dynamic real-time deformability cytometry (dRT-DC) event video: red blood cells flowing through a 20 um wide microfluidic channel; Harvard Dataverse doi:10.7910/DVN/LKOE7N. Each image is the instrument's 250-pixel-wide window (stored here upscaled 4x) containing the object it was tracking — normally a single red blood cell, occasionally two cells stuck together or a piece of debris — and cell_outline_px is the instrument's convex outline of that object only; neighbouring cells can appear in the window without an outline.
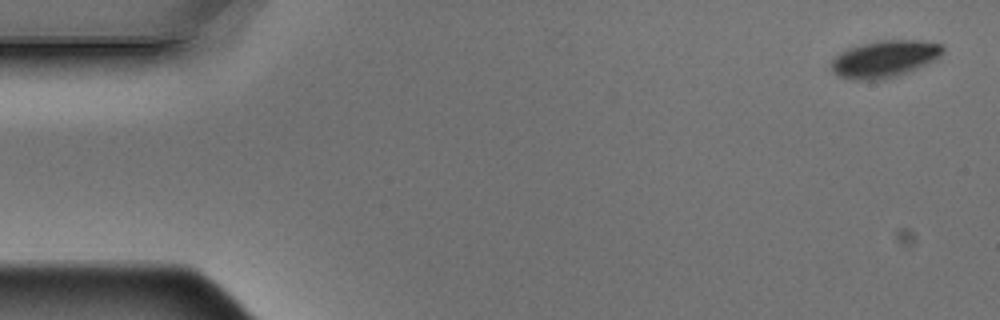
{"species": "Egyptian fruit bat (a non-hibernating species)", "species_latin": "Rousettus aegyptiacus", "temperature_condition": "warm", "stored_images_in_passage": 6, "camera_frame_rate_fps": 3000, "um_per_image_px": 0.085, "animal": {"sex": "male"}, "frame": {"image": 1, "passage_image": 1, "time_ms": 0.0, "image_size_px": [1000, 320], "cell_outline_px": [[944, 52], [940, 56], [908, 72], [884, 80], [852, 80], [840, 76], [832, 72], [832, 60], [840, 52], [848, 48], [876, 40], [920, 40], [940, 44], [944, 48]], "centroid_in_image_um": [75.16, 5.01], "position_along_channel_um": 9.8, "area_um2": 23.93}}
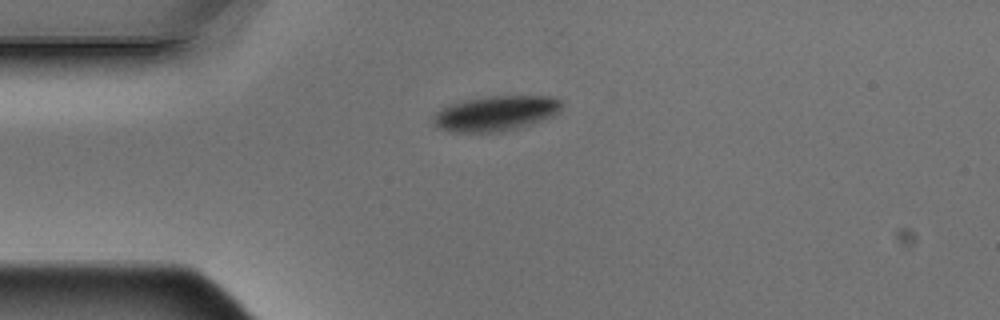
{"frame": {"image": 2, "passage_image": 4, "time_ms": 1.0, "image_size_px": [1000, 320], "cell_outline_px": [[560, 112], [544, 120], [532, 124], [500, 132], [452, 132], [440, 128], [432, 124], [432, 116], [440, 108], [448, 104], [464, 100], [488, 96], [548, 96], [560, 100]], "centroid_in_image_um": [42.09, 9.64], "position_along_channel_um": 42.9, "area_um2": 26.41}}
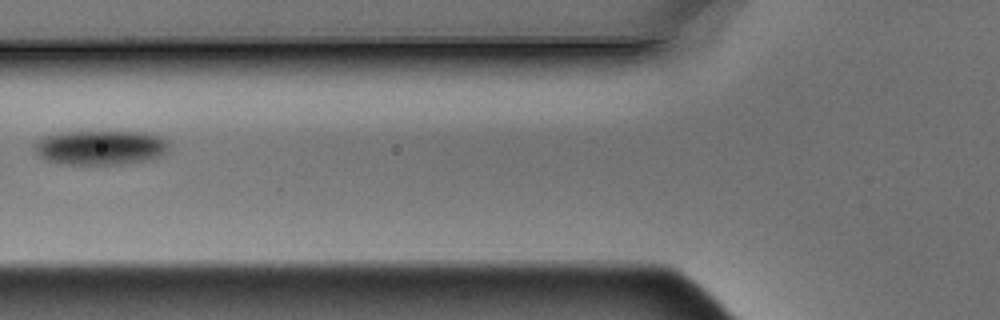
{"frame": {"image": 3, "passage_image": 6, "time_ms": 1.667, "image_size_px": [1000, 320], "cell_outline_px": [[168, 152], [160, 156], [144, 160], [120, 164], [60, 164], [44, 160], [36, 152], [32, 144], [44, 136], [60, 132], [148, 132], [160, 136], [168, 140]], "centroid_in_image_um": [8.52, 12.54], "position_along_channel_um": 117.3, "area_um2": 27.22}}